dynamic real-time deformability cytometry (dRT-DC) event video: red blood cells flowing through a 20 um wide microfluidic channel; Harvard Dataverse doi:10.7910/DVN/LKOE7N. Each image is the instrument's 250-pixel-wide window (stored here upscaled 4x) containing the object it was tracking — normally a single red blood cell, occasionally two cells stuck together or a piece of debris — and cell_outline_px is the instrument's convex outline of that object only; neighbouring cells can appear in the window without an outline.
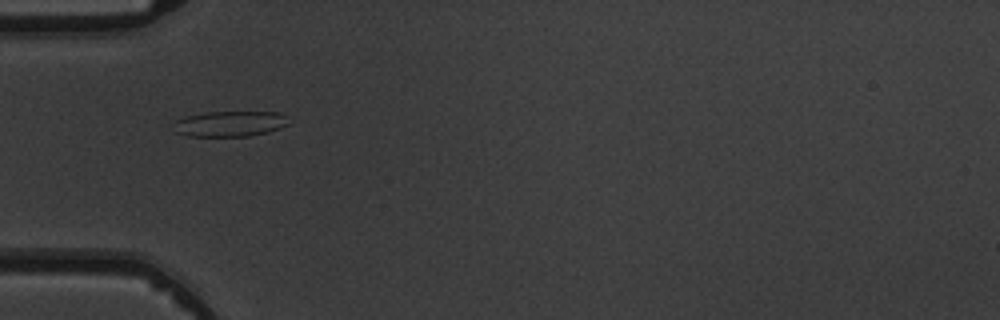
{"species": "common noctule bat (a hibernating species)", "species_latin": "Nyctalus noctula", "temperature_condition": "warm", "stored_images_in_passage": 7, "camera_frame_rate_fps": 3000, "um_per_image_px": 0.085, "animal": {"sex": "male", "body_mass_g": 19.5, "forearm_length_mm": 54.6}, "frame": {"image": 1, "passage_image": 4, "time_ms": 3.667, "image_size_px": [1000, 320], "cell_outline_px": [[288, 124], [280, 128], [268, 132], [248, 136], [188, 136], [176, 132], [176, 120], [184, 116], [204, 112], [276, 112], [288, 116]], "centroid_in_image_um": [19.57, 10.51], "position_along_channel_um": 65.4, "area_um2": 17.05}}
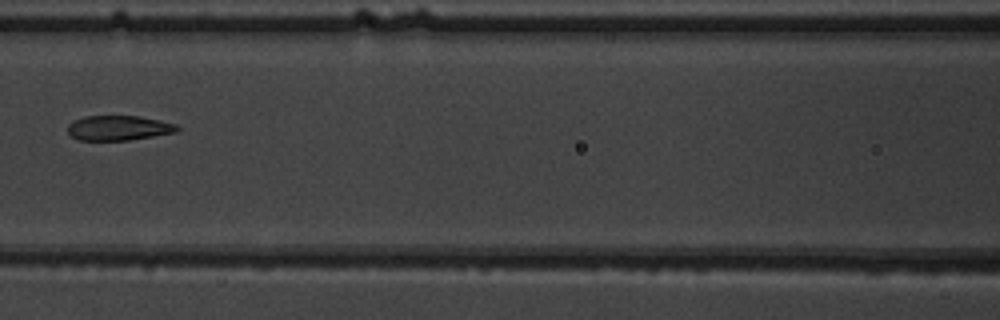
{"frame": {"image": 2, "passage_image": 6, "time_ms": 6.0, "image_size_px": [1000, 320], "cell_outline_px": [[180, 128], [176, 132], [128, 140], [80, 140], [72, 136], [68, 132], [68, 124], [72, 120], [84, 116], [140, 116], [160, 120], [176, 124]], "centroid_in_image_um": [10.07, 10.86], "position_along_channel_um": 156.5, "area_um2": 15.84}}
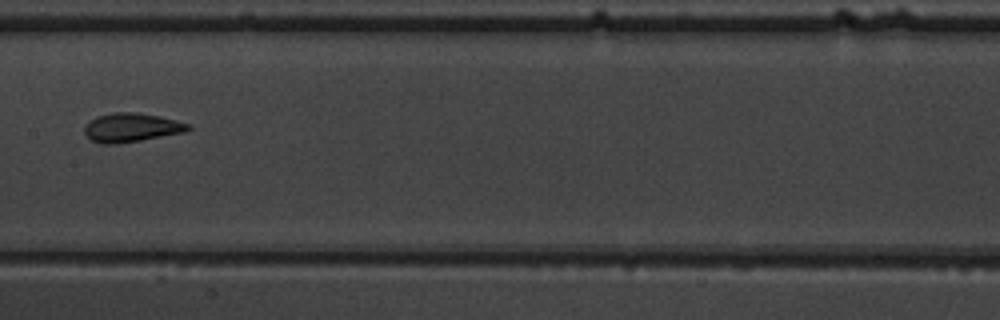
{"frame": {"image": 3, "passage_image": 7, "time_ms": 7.0, "image_size_px": [1000, 320], "cell_outline_px": [[192, 128], [184, 132], [140, 140], [116, 144], [100, 144], [84, 136], [84, 124], [88, 120], [96, 116], [112, 112], [136, 112], [160, 116], [176, 120], [188, 124]], "centroid_in_image_um": [11.09, 10.83], "position_along_channel_um": 196.3, "area_um2": 17.63}}